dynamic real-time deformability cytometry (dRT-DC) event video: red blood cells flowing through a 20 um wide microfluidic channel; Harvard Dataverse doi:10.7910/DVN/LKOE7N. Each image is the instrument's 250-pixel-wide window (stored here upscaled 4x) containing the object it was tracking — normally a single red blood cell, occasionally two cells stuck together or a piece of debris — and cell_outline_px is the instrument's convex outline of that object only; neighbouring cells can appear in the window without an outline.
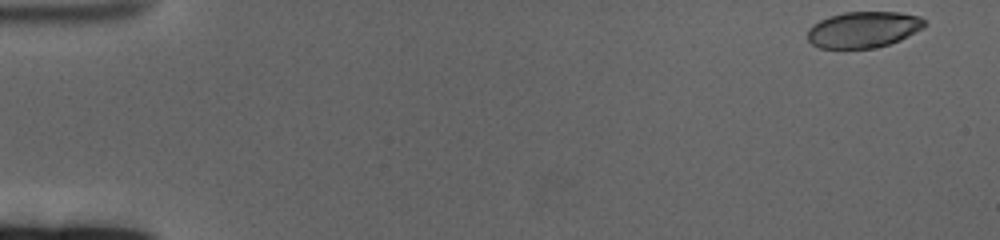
{"species": "human", "species_latin": "Homo sapiens", "temperature_condition": "cold", "stored_images_in_passage": 60, "camera_frame_rate_fps": 3000, "um_per_image_px": 0.085, "donor": {"sex": "female"}, "frame": {"image": 1, "passage_image": 1, "time_ms": 0.0, "image_size_px": [1000, 240], "cell_outline_px": [[928, 24], [924, 28], [900, 40], [876, 48], [820, 48], [812, 44], [808, 40], [808, 28], [812, 24], [828, 16], [844, 12], [900, 12], [920, 16]], "centroid_in_image_um": [73.4, 2.5], "position_along_channel_um": 11.6, "area_um2": 24.85}}
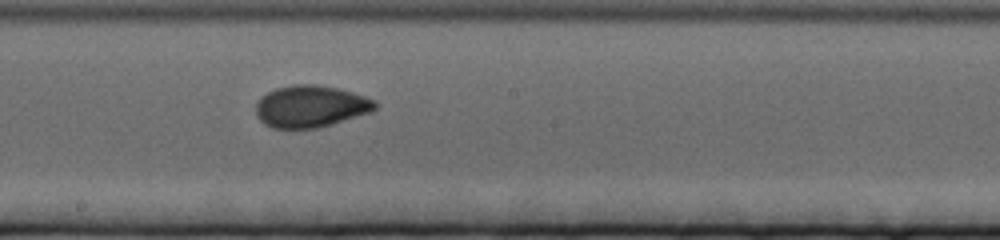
{"frame": {"image": 2, "passage_image": 33, "time_ms": 10.667, "image_size_px": [1000, 240], "cell_outline_px": [[376, 108], [372, 112], [332, 124], [316, 128], [272, 128], [264, 124], [256, 116], [256, 104], [260, 96], [276, 88], [296, 84], [316, 84], [336, 88], [352, 92], [376, 100]], "centroid_in_image_um": [26.39, 9.04], "position_along_channel_um": 221.8, "area_um2": 29.19}}
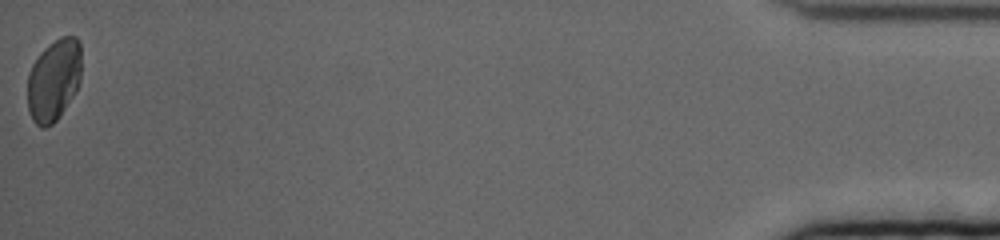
{"frame": {"image": 3, "passage_image": 60, "time_ms": 19.667, "image_size_px": [1000, 240], "cell_outline_px": [[80, 80], [76, 92], [60, 116], [52, 124], [44, 128], [40, 128], [32, 120], [28, 108], [28, 72], [32, 64], [40, 52], [48, 44], [60, 36], [76, 36], [80, 44]], "centroid_in_image_um": [4.57, 6.8], "position_along_channel_um": 430.6, "area_um2": 26.01}, "authors_computed_cell_mechanics": {"area_um2": 27.3683, "velocity_mm_per_s": 3.3059, "shape_relaxation_time_tau1_ms": 4.2817, "shape_relaxation_time_tau2_ms": 1.285, "deformation_change_tau1": 0.1549, "deformation_change_tau2": 0.0508}}